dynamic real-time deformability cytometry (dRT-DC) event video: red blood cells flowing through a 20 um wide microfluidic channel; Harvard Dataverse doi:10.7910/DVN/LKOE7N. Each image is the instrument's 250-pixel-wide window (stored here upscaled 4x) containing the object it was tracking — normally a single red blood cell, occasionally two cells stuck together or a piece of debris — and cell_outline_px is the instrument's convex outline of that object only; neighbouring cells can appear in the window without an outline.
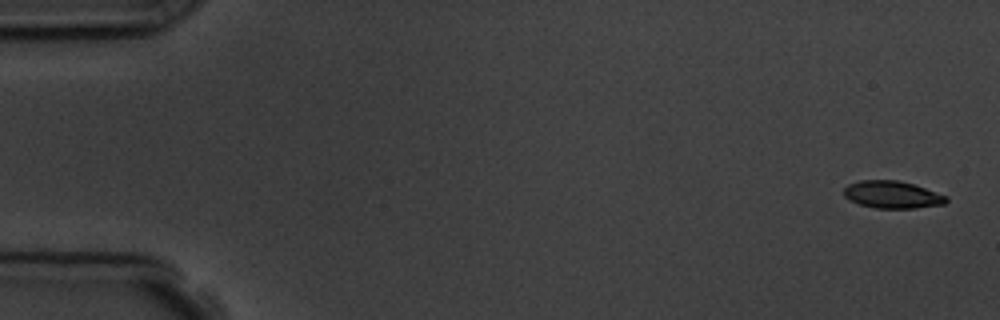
{"species": "common noctule bat (a hibernating species)", "species_latin": "Nyctalus noctula", "temperature_condition": "room temperature", "stored_images_in_passage": 5, "camera_frame_rate_fps": 3000, "um_per_image_px": 0.085, "animal": {"sex": "male", "body_mass_g": 19.5, "forearm_length_mm": 54.6}, "frame": {"image": 1, "passage_image": 1, "time_ms": 0.0, "image_size_px": [1000, 320], "cell_outline_px": [[948, 200], [944, 204], [916, 208], [876, 208], [860, 204], [848, 200], [844, 196], [844, 188], [848, 184], [860, 180], [896, 180], [912, 184], [948, 196]], "centroid_in_image_um": [75.82, 16.55], "position_along_channel_um": 9.2, "area_um2": 16.24}}
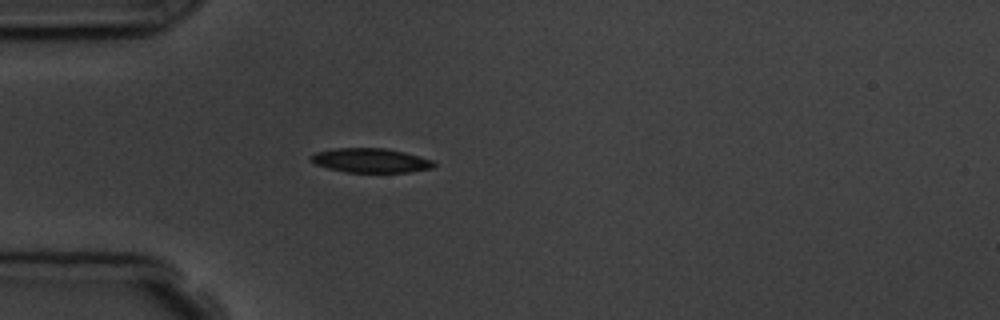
{"frame": {"image": 2, "passage_image": 5, "time_ms": 4.667, "image_size_px": [1000, 320], "cell_outline_px": [[436, 164], [432, 168], [408, 172], [344, 172], [328, 168], [316, 164], [308, 160], [308, 156], [316, 152], [336, 148], [384, 148], [404, 152], [432, 160]], "centroid_in_image_um": [31.45, 13.64], "position_along_channel_um": 53.5, "area_um2": 17.4}}